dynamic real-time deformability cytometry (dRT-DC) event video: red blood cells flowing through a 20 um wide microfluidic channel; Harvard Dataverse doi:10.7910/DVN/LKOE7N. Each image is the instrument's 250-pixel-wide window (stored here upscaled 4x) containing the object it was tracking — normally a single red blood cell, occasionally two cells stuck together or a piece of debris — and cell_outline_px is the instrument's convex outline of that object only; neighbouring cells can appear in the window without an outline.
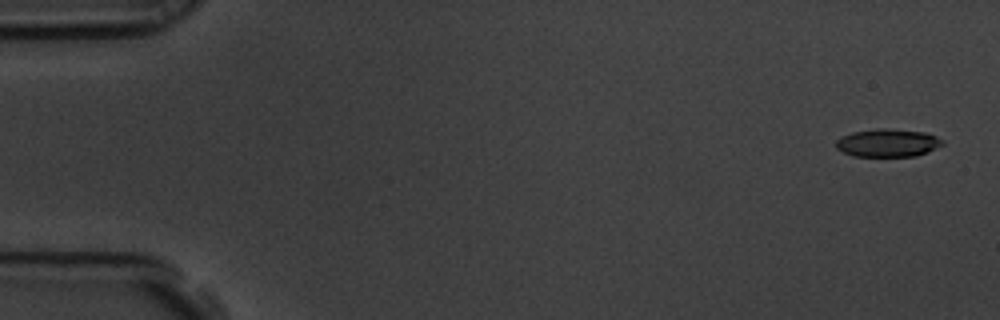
{"species": "common noctule bat (a hibernating species)", "species_latin": "Nyctalus noctula", "temperature_condition": "room temperature", "stored_images_in_passage": 57, "camera_frame_rate_fps": 3000, "um_per_image_px": 0.085, "animal": {"sex": "male", "body_mass_g": 19.5, "forearm_length_mm": 54.6}, "frame": {"image": 1, "passage_image": 1, "time_ms": 0.0, "image_size_px": [1000, 320], "cell_outline_px": [[944, 144], [928, 152], [916, 156], [852, 156], [836, 148], [836, 140], [840, 136], [852, 132], [876, 128], [888, 128], [924, 132], [936, 136], [944, 140]], "centroid_in_image_um": [75.46, 12.14], "position_along_channel_um": 9.5, "area_um2": 17.51}}
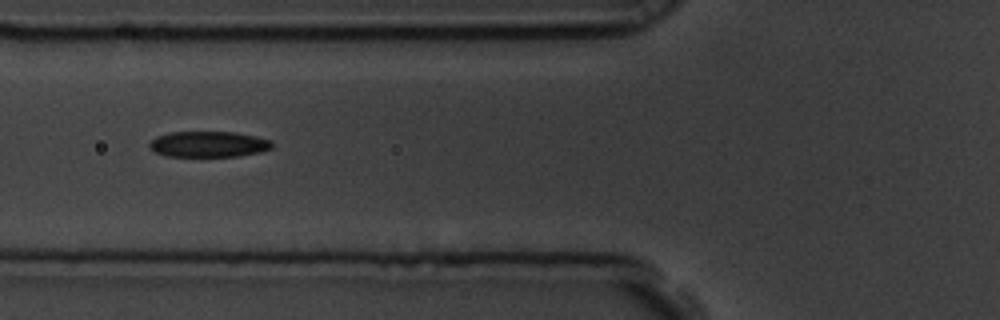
{"frame": {"image": 2, "passage_image": 21, "time_ms": 6.667, "image_size_px": [1000, 320], "cell_outline_px": [[272, 148], [260, 152], [240, 156], [168, 156], [156, 152], [148, 148], [148, 144], [156, 136], [168, 132], [236, 132], [256, 136], [272, 140]], "centroid_in_image_um": [17.73, 12.25], "position_along_channel_um": 108.1, "area_um2": 18.55}}
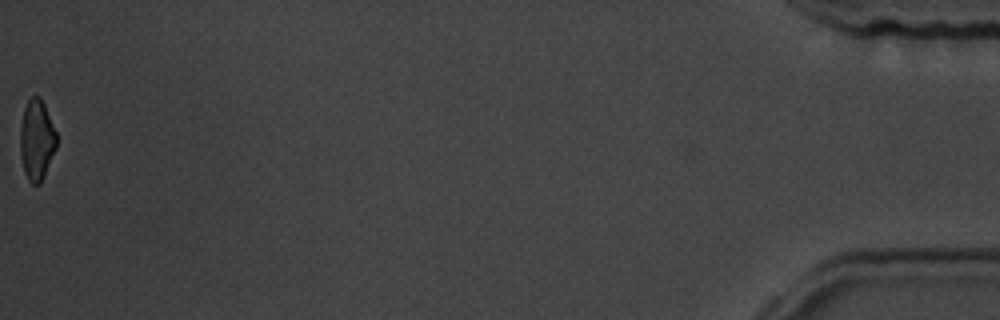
{"frame": {"image": 3, "passage_image": 57, "time_ms": 18.667, "image_size_px": [1000, 320], "cell_outline_px": [[56, 148], [40, 184], [32, 184], [28, 180], [24, 172], [20, 152], [20, 128], [24, 108], [28, 100], [32, 96], [40, 96], [44, 104], [56, 132]], "centroid_in_image_um": [3.11, 11.89], "position_along_channel_um": 432.1, "area_um2": 16.94}, "authors_computed_cell_mechanics": {"area_um2": 18.3226, "velocity_mm_per_s": 3.5417, "shape_relaxation_time_tau1_ms": 2.9207, "shape_relaxation_time_tau2_ms": 2.701, "deformation_change_tau1": 0.1276, "deformation_change_tau2": 0.1049}}